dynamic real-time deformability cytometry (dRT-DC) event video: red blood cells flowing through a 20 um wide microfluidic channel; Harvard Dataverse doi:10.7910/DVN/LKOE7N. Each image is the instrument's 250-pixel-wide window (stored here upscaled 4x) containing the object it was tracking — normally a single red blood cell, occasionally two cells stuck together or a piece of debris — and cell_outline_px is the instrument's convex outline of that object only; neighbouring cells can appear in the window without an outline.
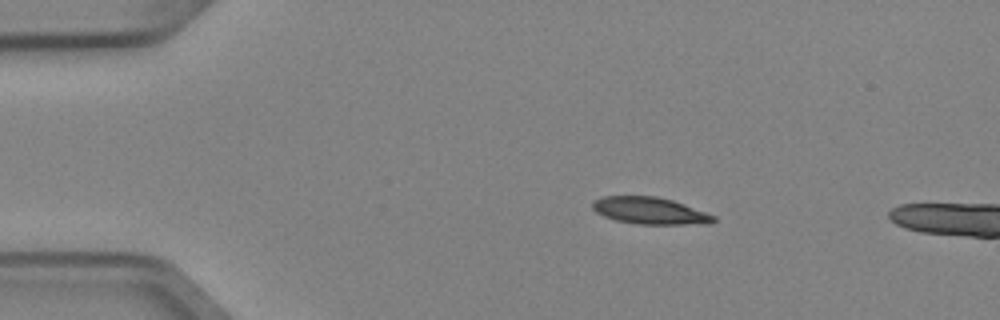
{"species": "Egyptian fruit bat (a non-hibernating species)", "species_latin": "Rousettus aegyptiacus", "temperature_condition": "cold", "stored_images_in_passage": 2, "camera_frame_rate_fps": 3000, "um_per_image_px": 0.085, "animal": {"sex": "female"}, "frame": {"image": 1, "passage_image": 1, "time_ms": 0.0, "image_size_px": [1000, 320], "cell_outline_px": [[716, 220], [712, 224], [636, 224], [616, 220], [604, 216], [596, 212], [592, 208], [592, 200], [604, 196], [656, 196], [672, 200], [684, 204], [716, 216]], "centroid_in_image_um": [55.24, 17.91], "position_along_channel_um": 29.8, "area_um2": 19.07}}